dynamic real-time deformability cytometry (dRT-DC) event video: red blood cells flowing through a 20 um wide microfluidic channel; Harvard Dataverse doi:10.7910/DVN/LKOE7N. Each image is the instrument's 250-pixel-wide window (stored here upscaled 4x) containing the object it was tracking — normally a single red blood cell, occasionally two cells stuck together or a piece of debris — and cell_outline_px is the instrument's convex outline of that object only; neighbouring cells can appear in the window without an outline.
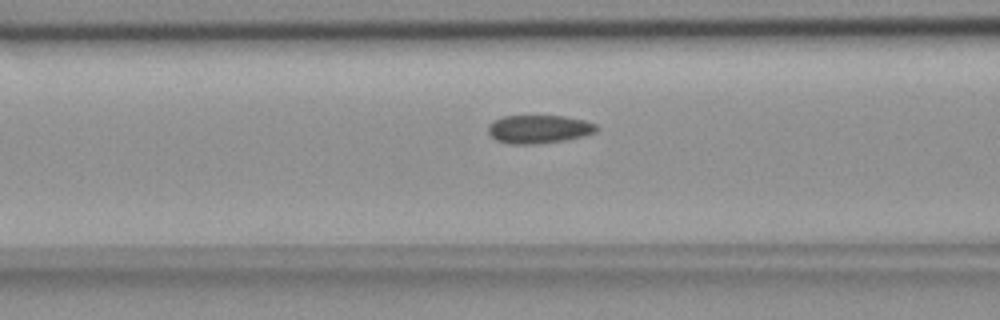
{"species": "common noctule bat (a hibernating species)", "species_latin": "Nyctalus noctula", "temperature_condition": "room temperature", "stored_images_in_passage": 55, "camera_frame_rate_fps": 3000, "um_per_image_px": 0.085, "animal": {"sex": "female", "body_mass_g": 18.4}, "frame": {"image": 1, "passage_image": 22, "time_ms": 7.0, "image_size_px": [1000, 320], "cell_outline_px": [[600, 128], [596, 132], [584, 136], [564, 140], [536, 144], [508, 144], [496, 140], [488, 132], [488, 124], [492, 120], [504, 116], [564, 116], [584, 120], [596, 124]], "centroid_in_image_um": [45.8, 10.98], "position_along_channel_um": 120.8, "area_um2": 18.03}}
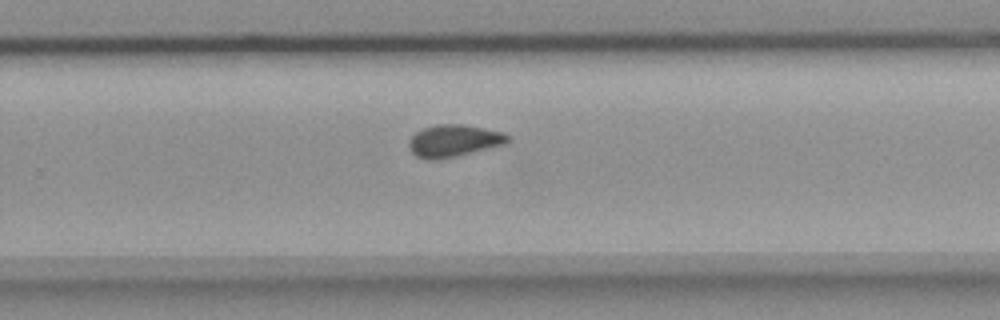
{"frame": {"image": 2, "passage_image": 36, "time_ms": 11.667, "image_size_px": [1000, 320], "cell_outline_px": [[512, 140], [508, 144], [456, 156], [416, 156], [412, 152], [408, 144], [408, 140], [420, 128], [436, 124], [464, 124], [504, 132], [512, 136]], "centroid_in_image_um": [38.68, 11.9], "position_along_channel_um": 291.1, "area_um2": 18.26}}
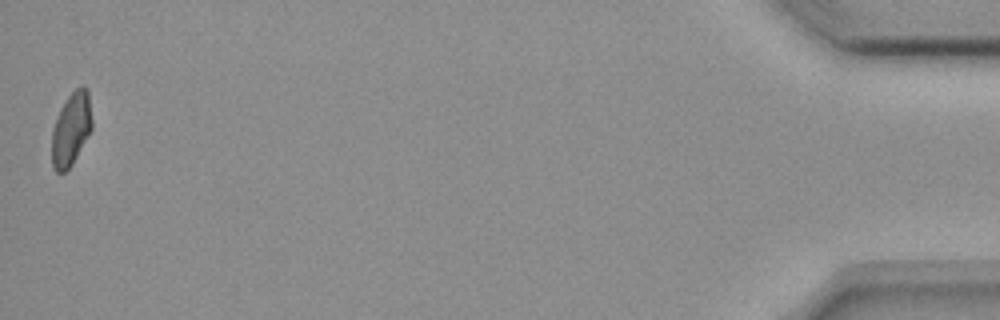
{"frame": {"image": 3, "passage_image": 55, "time_ms": 18.0, "image_size_px": [1000, 320], "cell_outline_px": [[92, 128], [72, 164], [64, 172], [56, 172], [52, 168], [52, 128], [56, 116], [60, 108], [68, 96], [80, 84], [84, 84], [88, 88], [92, 120]], "centroid_in_image_um": [6.04, 10.92], "position_along_channel_um": 429.2, "area_um2": 17.28}, "authors_computed_cell_mechanics": {"area_um2": 18.1492, "velocity_mm_per_s": 3.6586, "shape_relaxation_time_tau1_ms": 9.8429, "shape_relaxation_time_tau2_ms": 2.012, "deformation_change_tau1": 0.1495, "deformation_change_tau2": 0.0809}}